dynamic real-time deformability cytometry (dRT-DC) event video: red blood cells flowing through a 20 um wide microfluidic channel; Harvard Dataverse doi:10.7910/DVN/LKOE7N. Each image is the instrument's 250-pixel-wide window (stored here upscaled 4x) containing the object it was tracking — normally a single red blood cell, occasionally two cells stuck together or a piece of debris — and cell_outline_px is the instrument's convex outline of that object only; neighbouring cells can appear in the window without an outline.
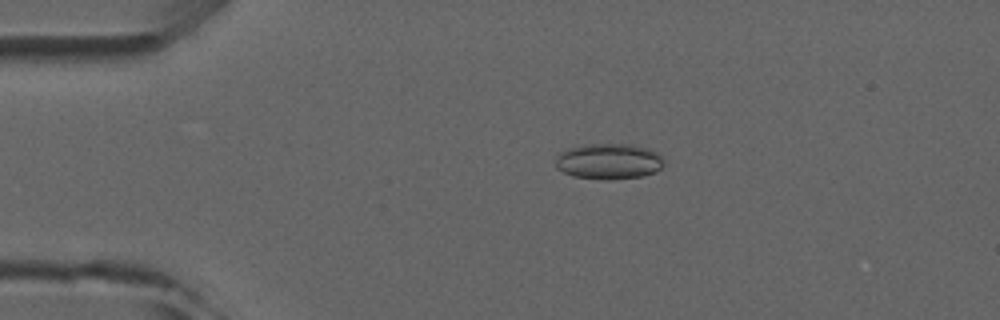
{"species": "common noctule bat (a hibernating species)", "species_latin": "Nyctalus noctula", "temperature_condition": "room temperature", "stored_images_in_passage": 4, "camera_frame_rate_fps": 3000, "um_per_image_px": 0.085, "animal": {"sex": "male", "forearm_length_mm": 52.5}, "frame": {"image": 1, "passage_image": 3, "time_ms": 3.0, "image_size_px": [1000, 320], "cell_outline_px": [[664, 164], [656, 172], [640, 176], [612, 180], [604, 180], [572, 176], [556, 168], [556, 156], [560, 152], [568, 148], [584, 144], [632, 144], [648, 148], [660, 152], [664, 160]], "centroid_in_image_um": [51.76, 13.71], "position_along_channel_um": 33.2, "area_um2": 22.95}}